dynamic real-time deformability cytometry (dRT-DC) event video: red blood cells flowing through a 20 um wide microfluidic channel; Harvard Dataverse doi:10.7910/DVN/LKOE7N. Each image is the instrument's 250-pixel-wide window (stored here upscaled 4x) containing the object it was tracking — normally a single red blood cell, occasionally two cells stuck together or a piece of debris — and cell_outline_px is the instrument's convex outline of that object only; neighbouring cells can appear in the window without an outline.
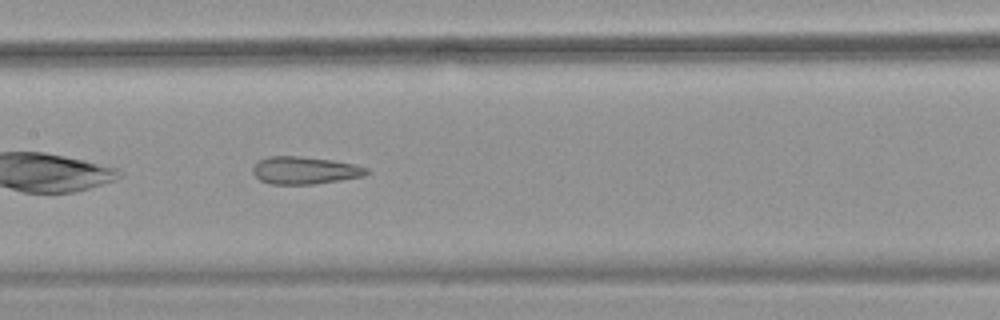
{"species": "common noctule bat (a hibernating species)", "species_latin": "Nyctalus noctula", "temperature_condition": "warm", "stored_images_in_passage": 33, "camera_frame_rate_fps": 3000, "um_per_image_px": 0.085, "animal": {"sex": "female", "body_mass_g": 18.4}, "frame": {"image": 1, "passage_image": 10, "time_ms": 3.0, "image_size_px": [1000, 320], "cell_outline_px": [[368, 172], [364, 176], [316, 184], [272, 184], [260, 180], [252, 172], [252, 168], [260, 160], [268, 156], [296, 156], [332, 160], [352, 164], [368, 168]], "centroid_in_image_um": [25.89, 14.48], "position_along_channel_um": 181.5, "area_um2": 18.03}, "authors_computed_cell_mechanics": {"area_um2": 19.0162, "velocity_mm_per_s": 3.8528, "shape_relaxation_time_tau1_ms": null, "shape_relaxation_time_tau2_ms": 2.445, "deformation_change_tau1": null, "deformation_change_tau2": 0.1399}}